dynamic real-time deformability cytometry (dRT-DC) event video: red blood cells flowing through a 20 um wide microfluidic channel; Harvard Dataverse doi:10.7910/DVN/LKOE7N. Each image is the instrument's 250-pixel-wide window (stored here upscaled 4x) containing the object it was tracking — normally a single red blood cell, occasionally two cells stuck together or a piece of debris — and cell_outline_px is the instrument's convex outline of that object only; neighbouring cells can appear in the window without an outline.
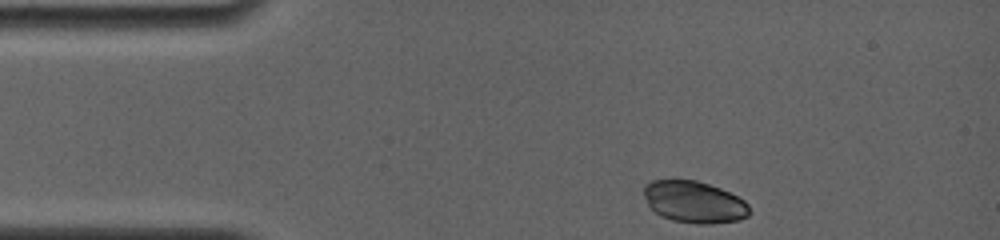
{"species": "common noctule bat (a hibernating species)", "species_latin": "Nyctalus noctula", "temperature_condition": "room temperature", "stored_images_in_passage": 57, "camera_frame_rate_fps": 4000, "um_per_image_px": 0.085, "animal": {"sex": "female", "body_mass_g": 19.0, "forearm_length_mm": 56.7}, "frame": {"image": 1, "passage_image": 1, "time_ms": 0.0, "image_size_px": [1000, 240], "cell_outline_px": [[752, 212], [748, 216], [740, 220], [708, 224], [696, 224], [672, 220], [660, 216], [648, 204], [644, 196], [644, 184], [652, 180], [696, 180], [720, 188], [744, 200], [748, 204]], "centroid_in_image_um": [59.02, 17.18], "position_along_channel_um": 26.0, "area_um2": 25.78}}
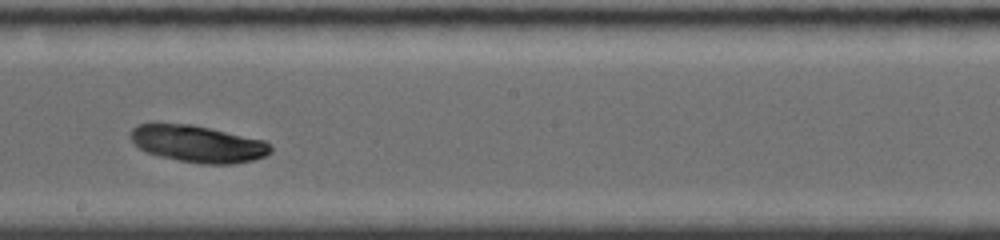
{"frame": {"image": 2, "passage_image": 32, "time_ms": 6.75, "image_size_px": [1000, 240], "cell_outline_px": [[272, 152], [264, 156], [252, 160], [232, 164], [200, 164], [156, 156], [140, 148], [128, 136], [132, 128], [136, 124], [152, 120], [156, 120], [192, 124], [264, 140], [272, 148]], "centroid_in_image_um": [16.71, 12.18], "position_along_channel_um": 231.5, "area_um2": 30.92}}
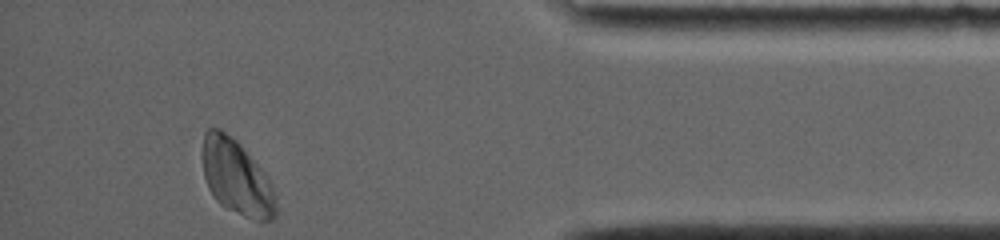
{"frame": {"image": 3, "passage_image": 57, "time_ms": 12.25, "image_size_px": [1000, 240], "cell_outline_px": [[276, 216], [272, 220], [260, 220], [244, 216], [220, 204], [216, 200], [208, 188], [204, 176], [200, 156], [204, 132], [208, 128], [220, 128], [236, 140], [272, 184], [276, 196]], "centroid_in_image_um": [20.06, 15.06], "position_along_channel_um": 415.1, "area_um2": 31.96}, "authors_computed_cell_mechanics": {"area_um2": 29.8826, "velocity_mm_per_s": 3.8383, "shape_relaxation_time_tau1_ms": 0.8649, "shape_relaxation_time_tau2_ms": null, "deformation_change_tau1": 0.051, "deformation_change_tau2": null}}